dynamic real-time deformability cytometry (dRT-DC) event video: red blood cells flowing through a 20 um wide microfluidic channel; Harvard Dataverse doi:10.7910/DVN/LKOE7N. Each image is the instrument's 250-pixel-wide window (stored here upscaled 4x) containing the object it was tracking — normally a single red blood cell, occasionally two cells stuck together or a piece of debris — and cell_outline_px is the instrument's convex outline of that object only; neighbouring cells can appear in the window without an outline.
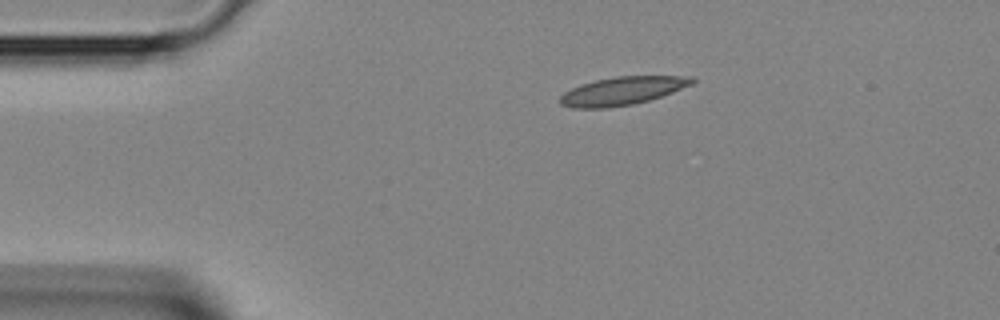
{"species": "Egyptian fruit bat (a non-hibernating species)", "species_latin": "Rousettus aegyptiacus", "temperature_condition": "room temperature", "stored_images_in_passage": 3, "camera_frame_rate_fps": 3000, "um_per_image_px": 0.085, "animal": {"sex": "female"}, "frame": {"image": 1, "passage_image": 1, "time_ms": 0.0, "image_size_px": [1000, 320], "cell_outline_px": [[696, 80], [692, 84], [672, 92], [648, 100], [632, 104], [608, 108], [572, 108], [560, 104], [560, 96], [564, 92], [580, 84], [596, 80], [616, 76], [692, 76]], "centroid_in_image_um": [52.87, 7.72], "position_along_channel_um": 32.1, "area_um2": 21.56}}